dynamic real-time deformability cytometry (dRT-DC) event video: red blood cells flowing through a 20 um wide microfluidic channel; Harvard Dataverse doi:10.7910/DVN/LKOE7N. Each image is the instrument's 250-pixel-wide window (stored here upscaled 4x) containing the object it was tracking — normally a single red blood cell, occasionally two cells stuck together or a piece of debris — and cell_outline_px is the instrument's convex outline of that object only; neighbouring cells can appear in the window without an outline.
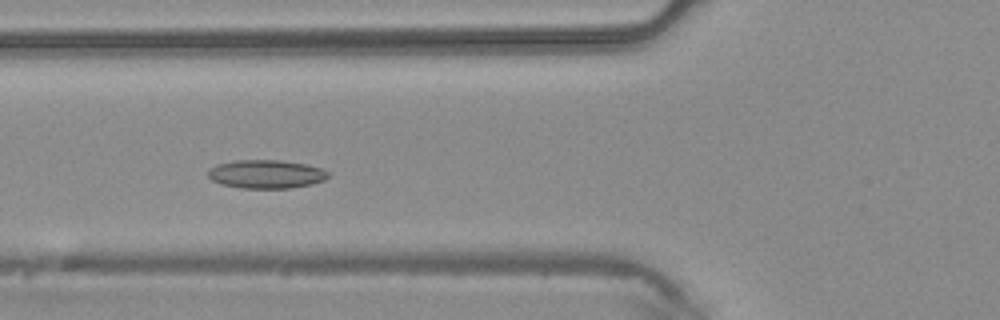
{"species": "common noctule bat (a hibernating species)", "species_latin": "Nyctalus noctula", "temperature_condition": "warm", "stored_images_in_passage": 34, "camera_frame_rate_fps": 3000, "um_per_image_px": 0.085, "animal": {"sex": "male", "body_mass_g": 20.4}, "frame": {"image": 1, "passage_image": 5, "time_ms": 1.333, "image_size_px": [1000, 320], "cell_outline_px": [[328, 176], [324, 180], [312, 184], [288, 188], [240, 188], [220, 184], [212, 180], [208, 176], [208, 172], [216, 164], [236, 160], [280, 160], [308, 164], [324, 168], [328, 172]], "centroid_in_image_um": [22.64, 14.79], "position_along_channel_um": 103.2, "area_um2": 20.06}}
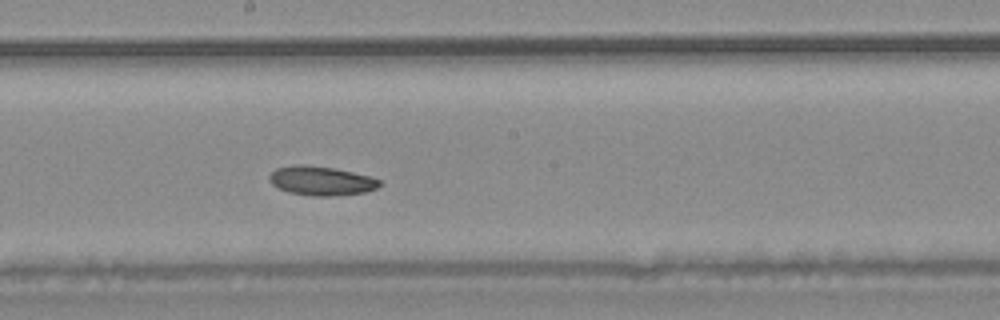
{"frame": {"image": 2, "passage_image": 13, "time_ms": 4.0, "image_size_px": [1000, 320], "cell_outline_px": [[384, 184], [376, 188], [364, 192], [332, 196], [312, 196], [288, 192], [272, 184], [268, 180], [268, 176], [276, 168], [296, 164], [300, 164], [332, 168], [372, 176], [380, 180]], "centroid_in_image_um": [27.31, 15.37], "position_along_channel_um": 220.9, "area_um2": 18.73}}
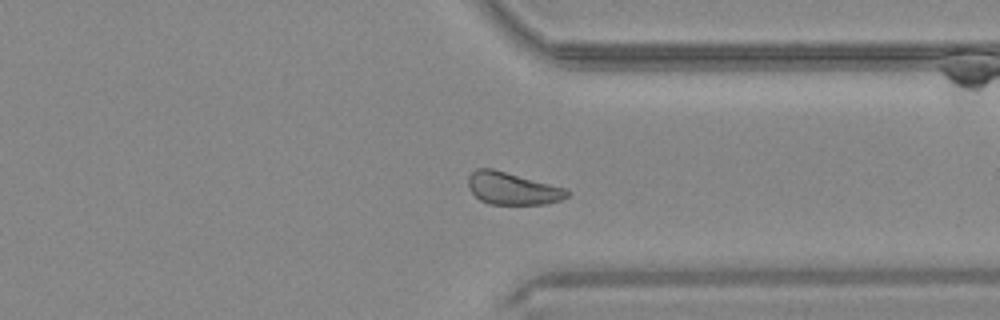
{"frame": {"image": 3, "passage_image": 23, "time_ms": 7.333, "image_size_px": [1000, 320], "cell_outline_px": [[568, 196], [560, 200], [548, 204], [488, 204], [480, 200], [468, 188], [468, 176], [476, 168], [492, 168], [568, 188]], "centroid_in_image_um": [43.56, 16.01], "position_along_channel_um": 367.8, "area_um2": 18.79}}